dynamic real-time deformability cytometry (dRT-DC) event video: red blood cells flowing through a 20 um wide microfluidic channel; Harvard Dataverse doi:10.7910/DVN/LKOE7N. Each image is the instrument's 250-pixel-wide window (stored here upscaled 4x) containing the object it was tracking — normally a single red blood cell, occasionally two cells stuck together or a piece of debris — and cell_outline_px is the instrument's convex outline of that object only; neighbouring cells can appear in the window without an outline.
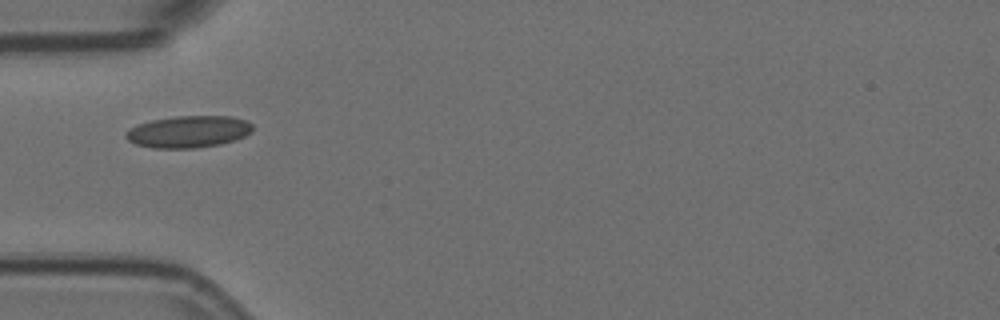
{"species": "Egyptian fruit bat (a non-hibernating species)", "species_latin": "Rousettus aegyptiacus", "temperature_condition": "room temperature", "stored_images_in_passage": 4, "camera_frame_rate_fps": 3000, "um_per_image_px": 0.085, "animal": {"sex": "female"}, "frame": {"image": 1, "passage_image": 2, "time_ms": 0.333, "image_size_px": [1000, 320], "cell_outline_px": [[252, 132], [244, 136], [220, 144], [196, 148], [152, 148], [136, 144], [128, 140], [124, 136], [124, 132], [128, 128], [136, 124], [152, 120], [176, 116], [232, 116], [244, 120], [252, 124]], "centroid_in_image_um": [15.97, 11.19], "position_along_channel_um": 69.0, "area_um2": 23.64}}
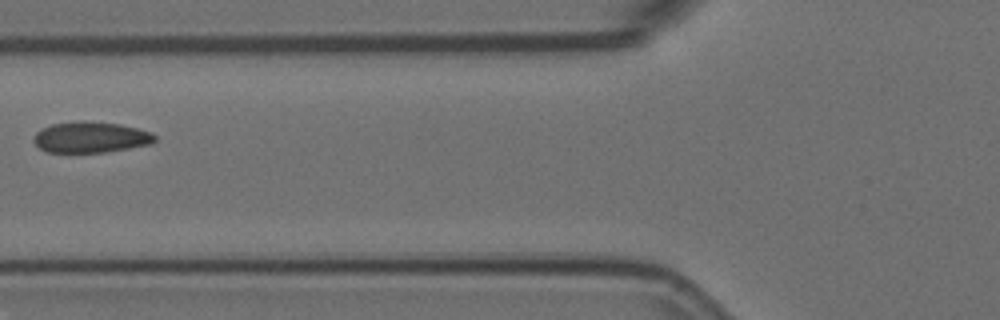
{"frame": {"image": 2, "passage_image": 3, "time_ms": 0.667, "image_size_px": [1000, 320], "cell_outline_px": [[156, 140], [152, 144], [104, 152], [48, 152], [40, 148], [32, 140], [36, 132], [40, 128], [52, 124], [84, 120], [120, 124], [152, 132], [156, 136]], "centroid_in_image_um": [7.71, 11.65], "position_along_channel_um": 118.1, "area_um2": 21.91}}
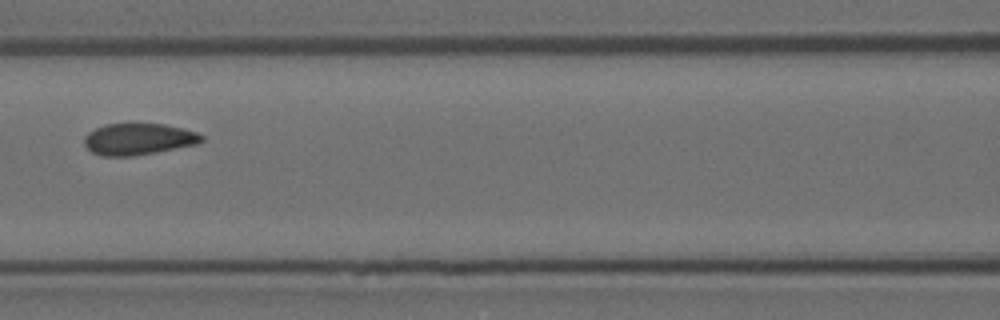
{"frame": {"image": 3, "passage_image": 4, "time_ms": 1.0, "image_size_px": [1000, 320], "cell_outline_px": [[204, 140], [196, 144], [156, 152], [132, 156], [100, 156], [92, 152], [84, 144], [84, 136], [88, 132], [104, 124], [164, 124], [196, 132], [204, 136]], "centroid_in_image_um": [11.74, 11.83], "position_along_channel_um": 154.9, "area_um2": 21.44}}